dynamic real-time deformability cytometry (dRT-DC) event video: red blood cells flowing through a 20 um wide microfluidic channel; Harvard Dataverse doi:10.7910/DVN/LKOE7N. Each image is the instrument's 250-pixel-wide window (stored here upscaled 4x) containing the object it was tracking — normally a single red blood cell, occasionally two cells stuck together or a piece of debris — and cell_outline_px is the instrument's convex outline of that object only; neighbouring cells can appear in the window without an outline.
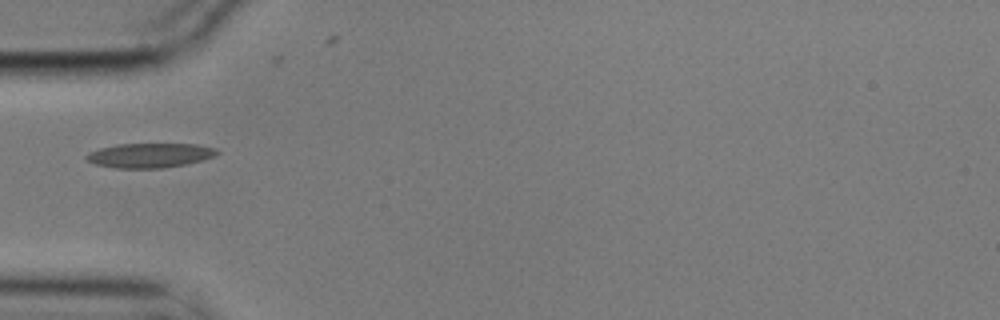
{"species": "common noctule bat (a hibernating species)", "species_latin": "Nyctalus noctula", "temperature_condition": "cold", "stored_images_in_passage": 1, "camera_frame_rate_fps": 3000, "um_per_image_px": 0.085, "animal": {"sex": "male", "body_mass_g": 17.9}, "frame": {"image": 1, "passage_image": 1, "time_ms": 0.0, "image_size_px": [1000, 320], "cell_outline_px": [[220, 152], [216, 156], [184, 164], [164, 168], [116, 168], [96, 164], [88, 160], [84, 156], [88, 152], [100, 148], [116, 144], [196, 144], [216, 148]], "centroid_in_image_um": [12.73, 13.2], "position_along_channel_um": 72.3, "area_um2": 18.61}}